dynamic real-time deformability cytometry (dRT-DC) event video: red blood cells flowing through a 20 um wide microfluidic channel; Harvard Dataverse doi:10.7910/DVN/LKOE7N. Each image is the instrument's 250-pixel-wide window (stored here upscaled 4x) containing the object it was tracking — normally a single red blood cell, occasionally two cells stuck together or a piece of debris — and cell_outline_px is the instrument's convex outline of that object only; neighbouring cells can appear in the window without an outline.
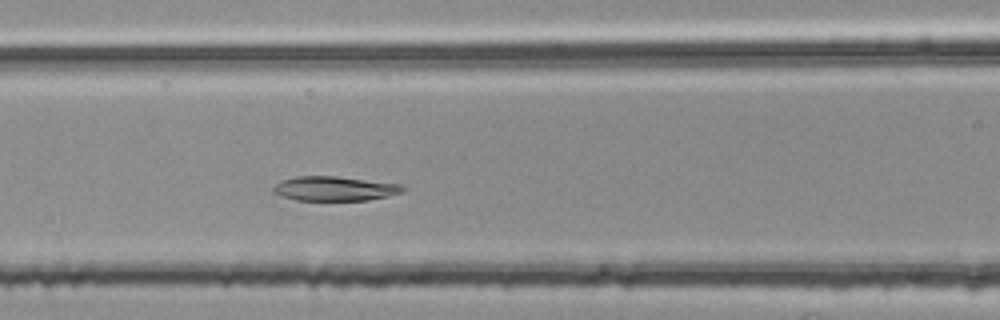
{"species": "common noctule bat (a hibernating species)", "species_latin": "Nyctalus noctula", "temperature_condition": "room temperature", "stored_images_in_passage": 26, "camera_frame_rate_fps": 3000, "um_per_image_px": 0.085, "animal": {"sex": "female", "body_mass_g": 25.1}, "frame": {"image": 1, "passage_image": 17, "time_ms": 5.333, "image_size_px": [1000, 320], "cell_outline_px": [[408, 188], [404, 192], [388, 196], [368, 200], [296, 200], [280, 196], [272, 192], [272, 188], [280, 180], [296, 176], [336, 176], [404, 184]], "centroid_in_image_um": [28.48, 16.02], "position_along_channel_um": 138.1, "area_um2": 18.79}}
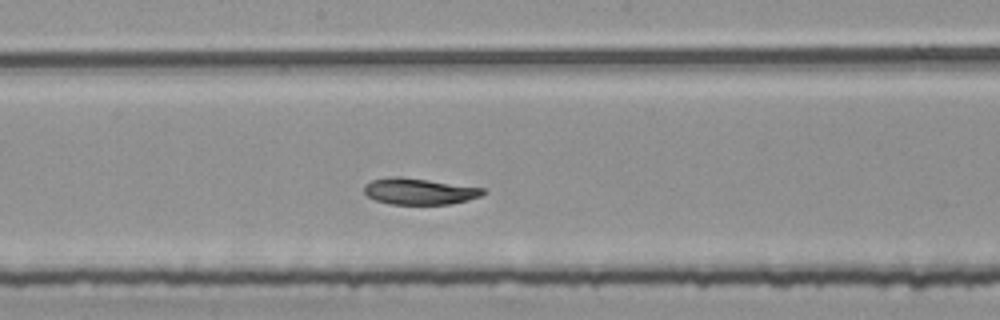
{"frame": {"image": 2, "passage_image": 23, "time_ms": 7.333, "image_size_px": [1000, 320], "cell_outline_px": [[488, 192], [480, 196], [468, 200], [448, 204], [388, 204], [376, 200], [368, 196], [364, 192], [364, 184], [372, 180], [392, 176], [400, 176], [484, 188]], "centroid_in_image_um": [35.63, 16.26], "position_along_channel_um": 212.6, "area_um2": 18.21}}
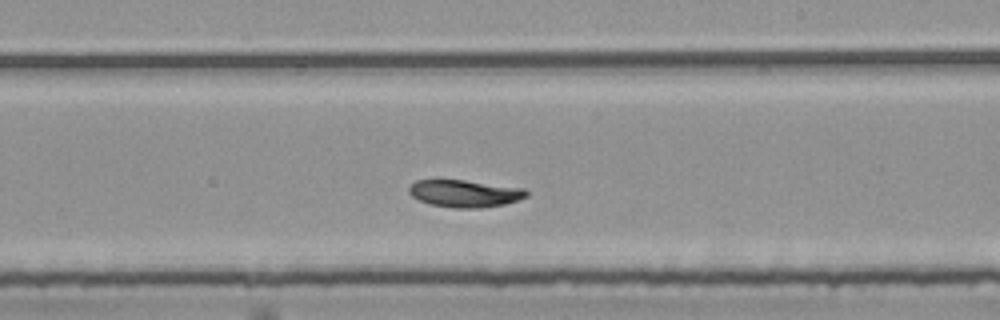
{"frame": {"image": 3, "passage_image": 26, "time_ms": 8.333, "image_size_px": [1000, 320], "cell_outline_px": [[528, 196], [504, 204], [480, 208], [456, 208], [432, 204], [420, 200], [412, 196], [408, 192], [408, 188], [416, 180], [464, 180], [524, 188], [528, 192]], "centroid_in_image_um": [39.51, 16.44], "position_along_channel_um": 249.5, "area_um2": 18.44}}